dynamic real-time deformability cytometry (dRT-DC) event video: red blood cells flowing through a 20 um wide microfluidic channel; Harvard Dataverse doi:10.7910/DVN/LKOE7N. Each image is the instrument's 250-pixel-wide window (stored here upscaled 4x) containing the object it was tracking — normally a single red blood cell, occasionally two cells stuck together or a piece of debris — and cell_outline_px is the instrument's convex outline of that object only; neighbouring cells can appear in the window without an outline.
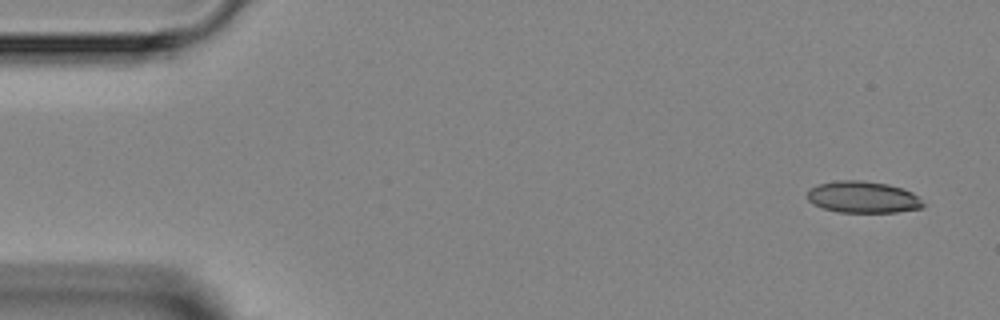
{"species": "Egyptian fruit bat (a non-hibernating species)", "species_latin": "Rousettus aegyptiacus", "temperature_condition": "room temperature", "stored_images_in_passage": 3, "camera_frame_rate_fps": 3000, "um_per_image_px": 0.085, "animal": {"sex": "female"}, "frame": {"image": 1, "passage_image": 1, "time_ms": 0.0, "image_size_px": [1000, 320], "cell_outline_px": [[924, 208], [896, 212], [840, 212], [824, 208], [812, 204], [808, 200], [808, 188], [816, 184], [836, 180], [860, 180], [888, 184], [912, 192], [924, 204]], "centroid_in_image_um": [73.31, 16.75], "position_along_channel_um": 11.7, "area_um2": 21.39}}
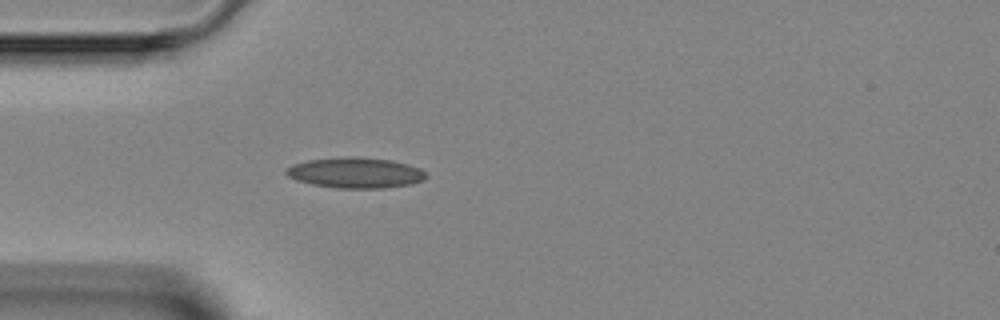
{"frame": {"image": 2, "passage_image": 3, "time_ms": 3.667, "image_size_px": [1000, 320], "cell_outline_px": [[428, 176], [424, 180], [412, 184], [384, 188], [336, 188], [312, 184], [296, 180], [288, 176], [284, 172], [284, 168], [292, 164], [308, 160], [392, 160], [408, 164], [420, 168]], "centroid_in_image_um": [30.23, 14.75], "position_along_channel_um": 54.8, "area_um2": 23.87}}